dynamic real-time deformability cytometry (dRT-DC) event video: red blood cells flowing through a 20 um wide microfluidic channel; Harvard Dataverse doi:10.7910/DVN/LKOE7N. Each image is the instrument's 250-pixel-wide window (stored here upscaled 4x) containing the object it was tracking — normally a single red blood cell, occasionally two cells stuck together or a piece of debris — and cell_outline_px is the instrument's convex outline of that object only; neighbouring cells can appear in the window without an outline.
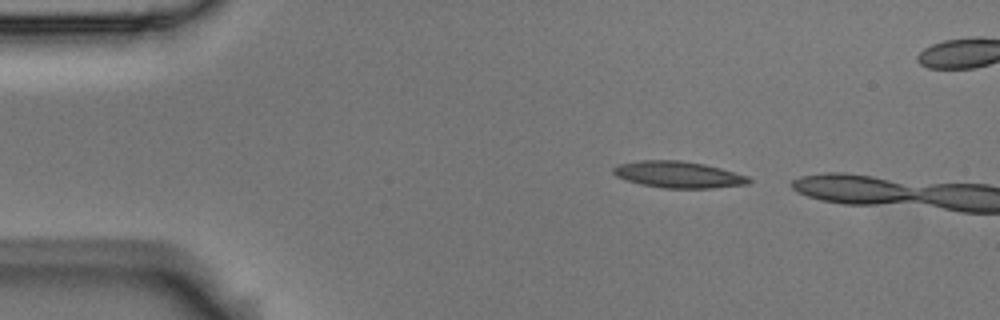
{"species": "Egyptian fruit bat (a non-hibernating species)", "species_latin": "Rousettus aegyptiacus", "temperature_condition": "room temperature", "stored_images_in_passage": 2, "camera_frame_rate_fps": 3000, "um_per_image_px": 0.085, "animal": {"sex": "male"}, "frame": {"image": 1, "passage_image": 1, "time_ms": 0.0, "image_size_px": [1000, 320], "cell_outline_px": [[752, 180], [748, 184], [712, 188], [660, 188], [640, 184], [616, 176], [612, 172], [612, 168], [616, 164], [640, 160], [680, 160], [704, 164], [720, 168], [748, 176]], "centroid_in_image_um": [57.63, 14.84], "position_along_channel_um": 27.4, "area_um2": 21.04}}